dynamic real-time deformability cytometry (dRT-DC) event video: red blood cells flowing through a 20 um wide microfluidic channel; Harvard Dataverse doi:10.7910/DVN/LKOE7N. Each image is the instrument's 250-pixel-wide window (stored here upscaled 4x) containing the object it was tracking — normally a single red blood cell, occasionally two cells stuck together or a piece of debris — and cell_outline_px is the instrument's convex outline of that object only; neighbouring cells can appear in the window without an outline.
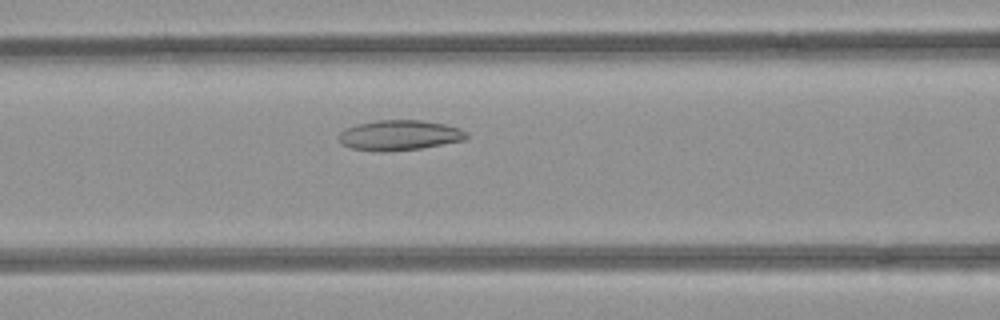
{"species": "common noctule bat (a hibernating species)", "species_latin": "Nyctalus noctula", "temperature_condition": "room temperature", "stored_images_in_passage": 8, "segment_of_instrument_passage": [2, 2], "camera_frame_rate_fps": 3000, "um_per_image_px": 0.085, "animal": {"sex": "female", "body_mass_g": 21.9}, "frame": {"image": 1, "passage_image": 8, "time_ms": 2.333, "image_size_px": [1000, 320], "cell_outline_px": [[468, 136], [464, 140], [420, 148], [384, 152], [380, 152], [352, 148], [340, 144], [336, 136], [344, 128], [356, 124], [376, 120], [420, 120], [444, 124], [460, 128], [468, 132]], "centroid_in_image_um": [33.9, 11.49], "position_along_channel_um": 132.7, "area_um2": 22.66}}